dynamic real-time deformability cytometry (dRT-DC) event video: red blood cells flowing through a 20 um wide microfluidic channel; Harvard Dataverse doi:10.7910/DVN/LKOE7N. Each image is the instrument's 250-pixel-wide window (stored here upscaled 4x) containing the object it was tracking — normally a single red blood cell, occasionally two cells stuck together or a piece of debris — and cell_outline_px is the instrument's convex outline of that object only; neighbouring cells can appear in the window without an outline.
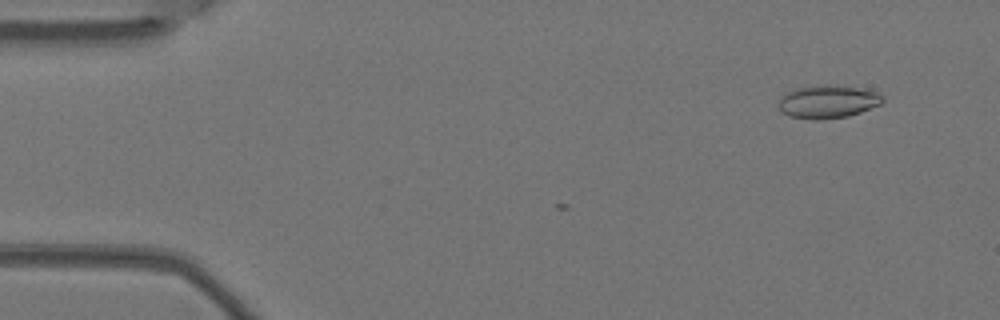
{"species": "Egyptian fruit bat (a non-hibernating species)", "species_latin": "Rousettus aegyptiacus", "temperature_condition": "warm", "stored_images_in_passage": 5, "camera_frame_rate_fps": 3000, "um_per_image_px": 0.085, "animal": {"sex": "female"}, "frame": {"image": 1, "passage_image": 2, "time_ms": 0.333, "image_size_px": [1000, 320], "cell_outline_px": [[884, 100], [880, 104], [860, 112], [848, 116], [816, 120], [812, 120], [788, 116], [780, 112], [776, 104], [780, 96], [784, 92], [792, 88], [824, 84], [828, 84], [856, 88], [876, 92], [884, 96]], "centroid_in_image_um": [70.25, 8.64], "position_along_channel_um": 14.7, "area_um2": 20.4}}
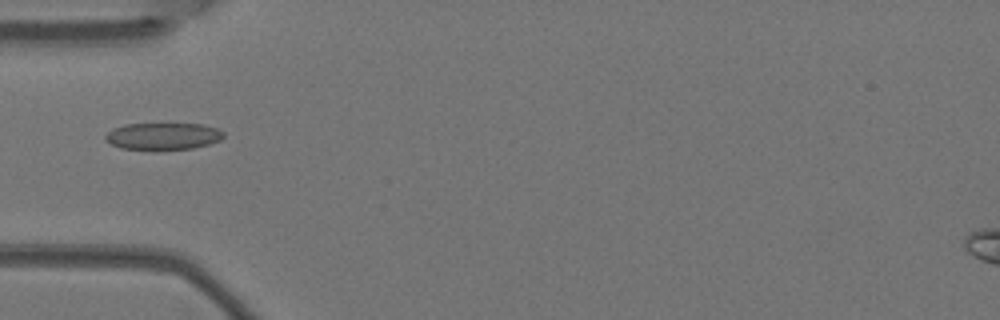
{"frame": {"image": 2, "passage_image": 5, "time_ms": 1.333, "image_size_px": [1000, 320], "cell_outline_px": [[224, 136], [220, 140], [208, 144], [192, 148], [156, 152], [152, 152], [120, 148], [104, 140], [104, 136], [112, 128], [124, 124], [204, 124], [216, 128], [224, 132]], "centroid_in_image_um": [13.81, 11.61], "position_along_channel_um": 71.2, "area_um2": 19.25}}